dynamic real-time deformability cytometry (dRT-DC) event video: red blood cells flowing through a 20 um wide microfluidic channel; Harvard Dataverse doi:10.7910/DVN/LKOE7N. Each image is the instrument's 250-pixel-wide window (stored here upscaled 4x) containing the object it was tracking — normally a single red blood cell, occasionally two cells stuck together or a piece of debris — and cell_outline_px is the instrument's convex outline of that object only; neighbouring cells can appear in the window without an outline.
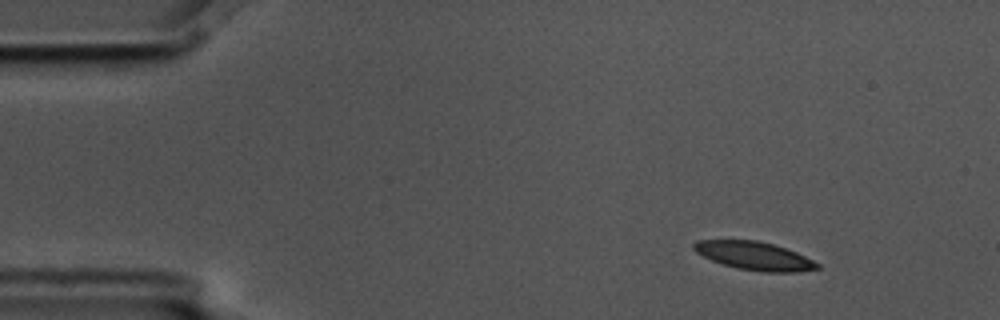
{"species": "common noctule bat (a hibernating species)", "species_latin": "Nyctalus noctula", "temperature_condition": "cold", "stored_images_in_passage": 6, "camera_frame_rate_fps": 3000, "um_per_image_px": 0.085, "animal": {"sex": "male", "body_mass_g": 17.5, "forearm_length_mm": 52.3}, "frame": {"image": 1, "passage_image": 1, "time_ms": 0.0, "image_size_px": [1000, 320], "cell_outline_px": [[820, 268], [796, 272], [764, 272], [736, 268], [712, 260], [696, 252], [692, 248], [692, 244], [696, 240], [756, 240], [772, 244], [796, 252], [820, 264]], "centroid_in_image_um": [64.1, 21.74], "position_along_channel_um": 20.9, "area_um2": 20.17}}